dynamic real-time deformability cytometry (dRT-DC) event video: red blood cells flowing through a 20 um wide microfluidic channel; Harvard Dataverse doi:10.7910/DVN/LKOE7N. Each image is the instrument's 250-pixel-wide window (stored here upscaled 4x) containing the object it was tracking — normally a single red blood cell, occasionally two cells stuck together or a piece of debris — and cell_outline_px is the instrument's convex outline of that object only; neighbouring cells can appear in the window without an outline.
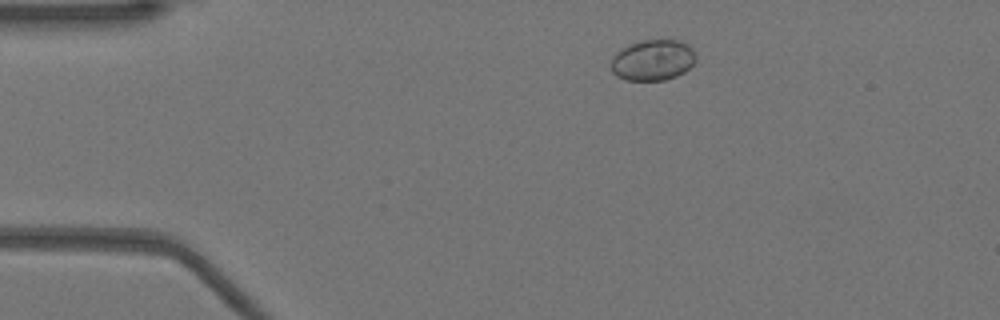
{"species": "Egyptian fruit bat (a non-hibernating species)", "species_latin": "Rousettus aegyptiacus", "temperature_condition": "warm", "stored_images_in_passage": 49, "camera_frame_rate_fps": 3000, "um_per_image_px": 0.085, "animal": {"sex": "female"}, "frame": {"image": 1, "passage_image": 7, "time_ms": 2.0, "image_size_px": [1000, 320], "cell_outline_px": [[696, 60], [684, 72], [676, 76], [664, 80], [624, 80], [616, 76], [612, 72], [612, 56], [616, 52], [628, 44], [640, 40], [680, 40], [688, 44], [692, 48], [696, 56]], "centroid_in_image_um": [55.48, 5.1], "position_along_channel_um": 29.5, "area_um2": 20.35}}
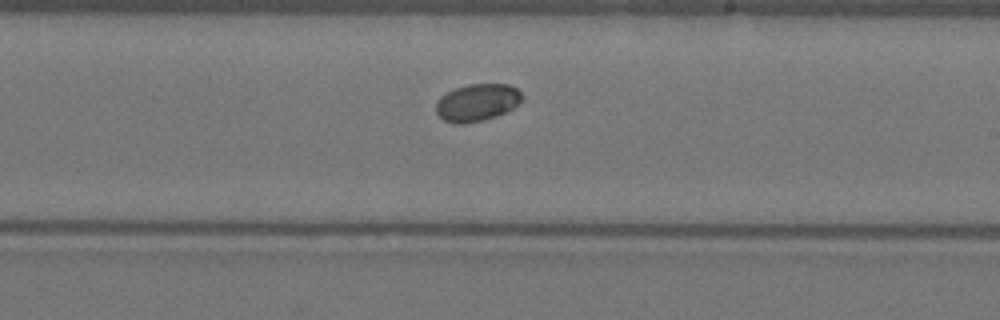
{"frame": {"image": 2, "passage_image": 28, "time_ms": 9.0, "image_size_px": [1000, 320], "cell_outline_px": [[524, 100], [512, 108], [496, 116], [464, 124], [456, 124], [444, 120], [436, 112], [436, 104], [440, 96], [456, 88], [468, 84], [508, 84], [516, 88], [524, 96]], "centroid_in_image_um": [40.57, 8.7], "position_along_channel_um": 248.4, "area_um2": 18.61}}
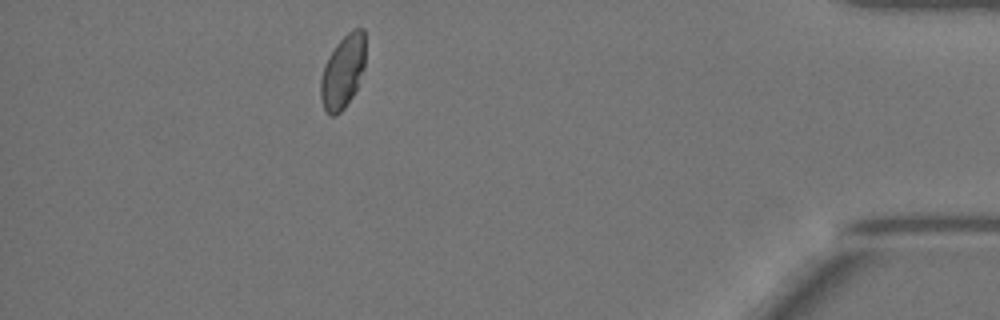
{"frame": {"image": 3, "passage_image": 44, "time_ms": 14.333, "image_size_px": [1000, 320], "cell_outline_px": [[364, 68], [356, 88], [352, 96], [344, 108], [336, 116], [332, 116], [324, 108], [320, 96], [320, 80], [324, 64], [328, 56], [336, 44], [352, 28], [364, 28]], "centroid_in_image_um": [29.12, 6.08], "position_along_channel_um": 406.1, "area_um2": 19.02}, "authors_computed_cell_mechanics": {"area_um2": 19.1318, "velocity_mm_per_s": 3.9044, "shape_relaxation_time_tau1_ms": 6.6038, "shape_relaxation_time_tau2_ms": null, "deformation_change_tau1": 0.0982, "deformation_change_tau2": null}}